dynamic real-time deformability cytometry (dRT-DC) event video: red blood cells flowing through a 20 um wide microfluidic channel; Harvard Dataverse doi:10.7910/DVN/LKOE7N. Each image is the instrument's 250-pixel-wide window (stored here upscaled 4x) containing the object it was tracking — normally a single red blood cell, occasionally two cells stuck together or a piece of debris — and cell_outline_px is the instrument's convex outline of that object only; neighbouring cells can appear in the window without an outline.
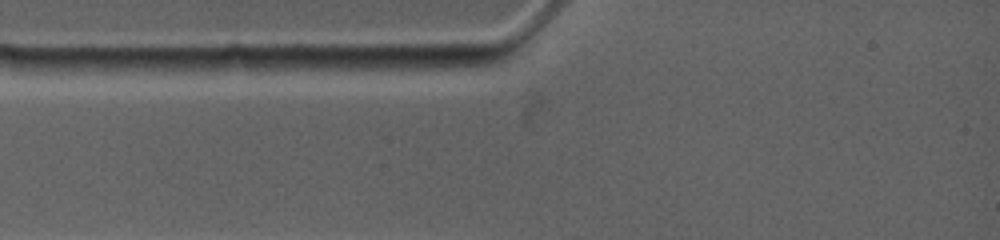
{"species": "common noctule bat (a hibernating species)", "species_latin": "Nyctalus noctula", "temperature_condition": "warm", "stored_images_in_passage": 3, "camera_frame_rate_fps": 4500, "um_per_image_px": 0.085, "animal": {"sex": "female", "body_mass_g": 19.0, "forearm_length_mm": 53.3}, "frame": {"image": 1, "passage_image": 1, "time_ms": 0.0, "image_size_px": [1000, 240], "cell_outline_px": [[488, 64], [400, 76], [360, 68], [372, 56], [476, 56]], "centroid_in_image_um": [35.62, 5.44], "position_along_channel_um": 49.4, "area_um2": 12.66}}